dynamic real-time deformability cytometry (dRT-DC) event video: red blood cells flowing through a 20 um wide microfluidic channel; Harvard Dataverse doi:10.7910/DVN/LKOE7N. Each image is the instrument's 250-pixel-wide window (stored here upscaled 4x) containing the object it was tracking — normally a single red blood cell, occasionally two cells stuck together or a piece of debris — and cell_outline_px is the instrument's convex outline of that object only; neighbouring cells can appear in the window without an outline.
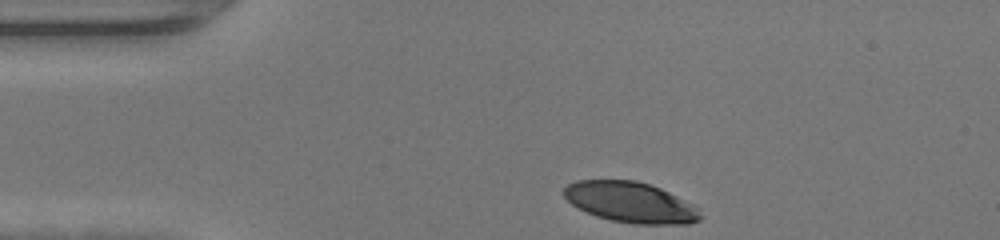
{"species": "human", "species_latin": "Homo sapiens", "temperature_condition": "warm", "stored_images_in_passage": 30, "camera_frame_rate_fps": 3000, "um_per_image_px": 0.085, "donor": {"sex": "female"}, "frame": {"image": 1, "passage_image": 1, "time_ms": 0.0, "image_size_px": [1000, 240], "cell_outline_px": [[704, 216], [700, 220], [688, 224], [632, 224], [612, 220], [596, 216], [572, 204], [564, 196], [564, 188], [568, 184], [576, 180], [636, 180], [660, 188], [692, 204]], "centroid_in_image_um": [53.61, 17.2], "position_along_channel_um": 31.4, "area_um2": 32.08}}
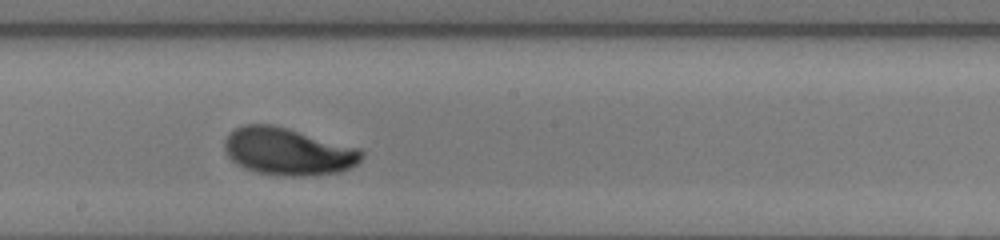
{"frame": {"image": 2, "passage_image": 18, "time_ms": 5.667, "image_size_px": [1000, 240], "cell_outline_px": [[364, 156], [352, 168], [340, 172], [304, 176], [284, 176], [256, 172], [244, 168], [236, 164], [228, 156], [224, 148], [224, 140], [236, 128], [244, 124], [272, 124], [288, 128], [360, 148], [364, 152]], "centroid_in_image_um": [24.5, 12.88], "position_along_channel_um": 223.7, "area_um2": 37.97}}
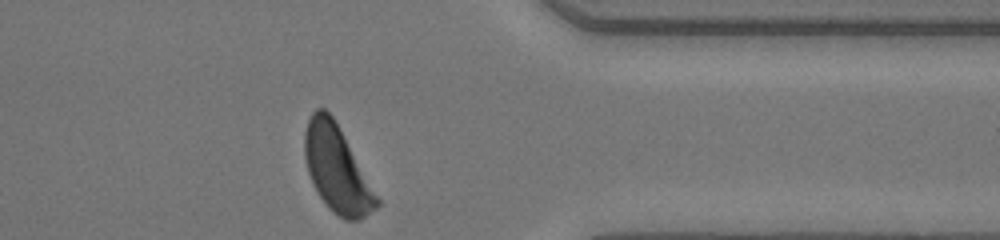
{"frame": {"image": 3, "passage_image": 30, "time_ms": 9.667, "image_size_px": [1000, 240], "cell_outline_px": [[380, 204], [376, 208], [360, 220], [344, 220], [332, 212], [328, 208], [312, 184], [308, 172], [304, 156], [304, 132], [308, 120], [312, 112], [316, 108], [324, 108], [332, 116], [380, 200]], "centroid_in_image_um": [28.61, 14.4], "position_along_channel_um": 382.8, "area_um2": 35.78}, "authors_computed_cell_mechanics": {"area_um2": 36.2406, "velocity_mm_per_s": 4.3242, "shape_relaxation_time_tau1_ms": 2.9883, "shape_relaxation_time_tau2_ms": null, "deformation_change_tau1": 0.1704, "deformation_change_tau2": null}}